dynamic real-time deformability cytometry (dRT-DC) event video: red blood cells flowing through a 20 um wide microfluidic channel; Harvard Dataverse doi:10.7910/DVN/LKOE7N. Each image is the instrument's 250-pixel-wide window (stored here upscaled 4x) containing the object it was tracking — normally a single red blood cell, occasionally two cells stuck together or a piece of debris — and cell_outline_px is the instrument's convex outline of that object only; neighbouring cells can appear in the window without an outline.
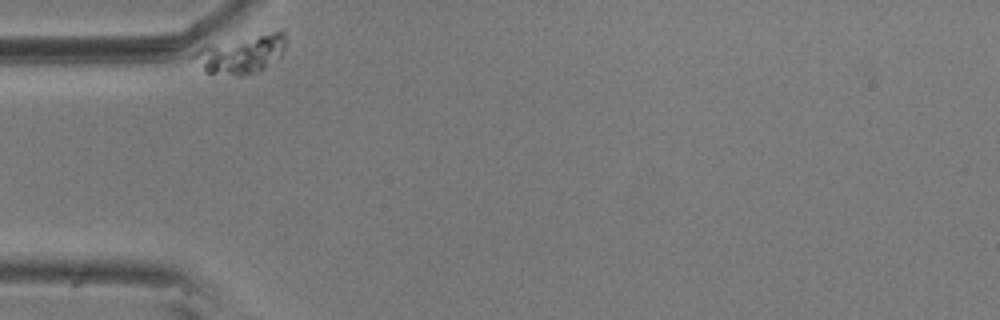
{"species": "common noctule bat (a hibernating species)", "species_latin": "Nyctalus noctula", "temperature_condition": "room temperature", "stored_images_in_passage": 36, "camera_frame_rate_fps": 3000, "um_per_image_px": 0.085, "animal": {"sex": "male", "body_mass_g": 20.5, "forearm_length_mm": 52.5}, "frame": {"image": 1, "passage_image": 1, "time_ms": 0.0, "image_size_px": [1000, 320], "cell_outline_px": [[284, 48], [280, 56], [260, 72], [244, 76], [236, 76], [204, 72], [192, 56], [204, 44], [272, 32], [284, 32]], "centroid_in_image_um": [20.46, 4.63], "position_along_channel_um": 64.5, "area_um2": 20.58}}
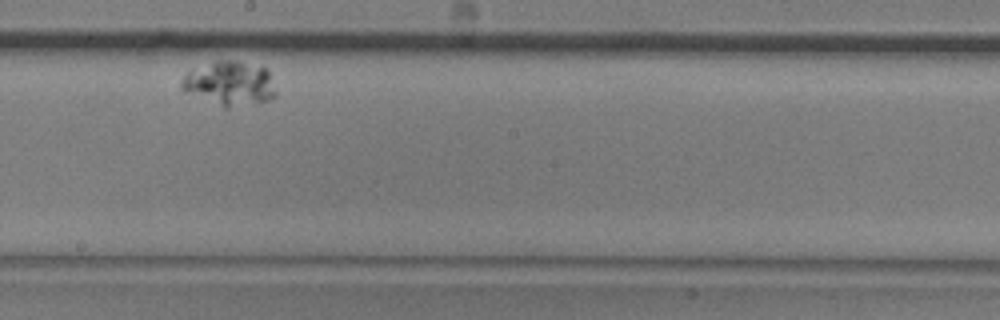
{"frame": {"image": 2, "passage_image": 21, "time_ms": 6.667, "image_size_px": [1000, 320], "cell_outline_px": [[276, 96], [268, 100], [228, 108], [224, 108], [180, 88], [180, 80], [188, 72], [216, 60], [232, 60], [268, 68], [276, 92]], "centroid_in_image_um": [19.55, 7.09], "position_along_channel_um": 228.7, "area_um2": 24.04}}
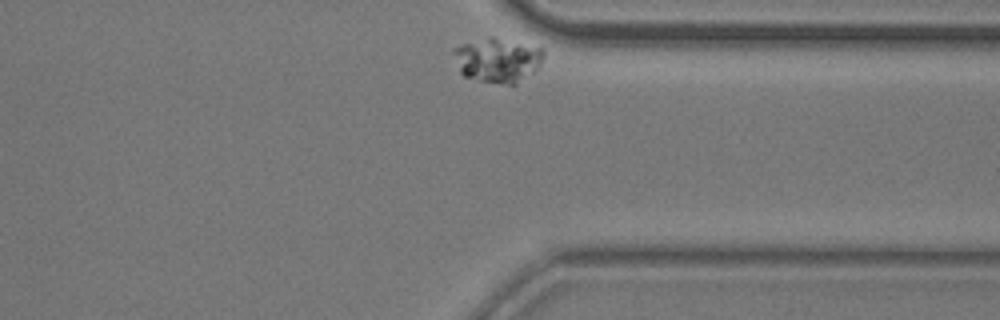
{"frame": {"image": 3, "passage_image": 36, "time_ms": 11.667, "image_size_px": [1000, 320], "cell_outline_px": [[544, 56], [540, 64], [536, 68], [516, 84], [508, 84], [480, 80], [464, 76], [460, 72], [452, 52], [452, 48], [464, 44], [492, 36], [544, 48]], "centroid_in_image_um": [42.29, 5.09], "position_along_channel_um": 369.1, "area_um2": 22.95}}